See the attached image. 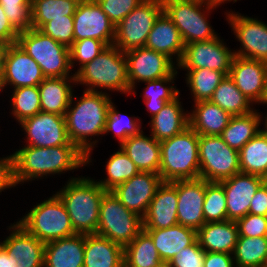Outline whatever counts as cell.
Masks as SVG:
<instances>
[{"mask_svg":"<svg viewBox=\"0 0 267 267\" xmlns=\"http://www.w3.org/2000/svg\"><path fill=\"white\" fill-rule=\"evenodd\" d=\"M106 92L84 90L80 99L73 93L64 115L68 138L87 156V165L93 162L91 153L99 141L95 136L104 135L107 110L112 103Z\"/></svg>","mask_w":267,"mask_h":267,"instance_id":"cell-1","label":"cell"},{"mask_svg":"<svg viewBox=\"0 0 267 267\" xmlns=\"http://www.w3.org/2000/svg\"><path fill=\"white\" fill-rule=\"evenodd\" d=\"M13 157L17 185L87 166V156L72 142L56 147L24 145Z\"/></svg>","mask_w":267,"mask_h":267,"instance_id":"cell-2","label":"cell"},{"mask_svg":"<svg viewBox=\"0 0 267 267\" xmlns=\"http://www.w3.org/2000/svg\"><path fill=\"white\" fill-rule=\"evenodd\" d=\"M55 194L63 202L76 234H96L101 199L106 192L90 177H69Z\"/></svg>","mask_w":267,"mask_h":267,"instance_id":"cell-3","label":"cell"},{"mask_svg":"<svg viewBox=\"0 0 267 267\" xmlns=\"http://www.w3.org/2000/svg\"><path fill=\"white\" fill-rule=\"evenodd\" d=\"M74 72L76 85H85L84 90L102 92L106 89L130 95L126 56L114 45Z\"/></svg>","mask_w":267,"mask_h":267,"instance_id":"cell-4","label":"cell"},{"mask_svg":"<svg viewBox=\"0 0 267 267\" xmlns=\"http://www.w3.org/2000/svg\"><path fill=\"white\" fill-rule=\"evenodd\" d=\"M159 175L163 182L199 178V135L189 126L182 133L160 142Z\"/></svg>","mask_w":267,"mask_h":267,"instance_id":"cell-5","label":"cell"},{"mask_svg":"<svg viewBox=\"0 0 267 267\" xmlns=\"http://www.w3.org/2000/svg\"><path fill=\"white\" fill-rule=\"evenodd\" d=\"M16 222L44 243L76 234L69 214L56 194L36 203Z\"/></svg>","mask_w":267,"mask_h":267,"instance_id":"cell-6","label":"cell"},{"mask_svg":"<svg viewBox=\"0 0 267 267\" xmlns=\"http://www.w3.org/2000/svg\"><path fill=\"white\" fill-rule=\"evenodd\" d=\"M163 11L179 30L184 44L218 37L208 17L217 7L202 0H162ZM206 13V14H205Z\"/></svg>","mask_w":267,"mask_h":267,"instance_id":"cell-7","label":"cell"},{"mask_svg":"<svg viewBox=\"0 0 267 267\" xmlns=\"http://www.w3.org/2000/svg\"><path fill=\"white\" fill-rule=\"evenodd\" d=\"M17 43L41 67L45 78L75 77L71 72L70 48L50 36L32 28L20 32Z\"/></svg>","mask_w":267,"mask_h":267,"instance_id":"cell-8","label":"cell"},{"mask_svg":"<svg viewBox=\"0 0 267 267\" xmlns=\"http://www.w3.org/2000/svg\"><path fill=\"white\" fill-rule=\"evenodd\" d=\"M143 230V219L106 191L101 199L97 235L125 247Z\"/></svg>","mask_w":267,"mask_h":267,"instance_id":"cell-9","label":"cell"},{"mask_svg":"<svg viewBox=\"0 0 267 267\" xmlns=\"http://www.w3.org/2000/svg\"><path fill=\"white\" fill-rule=\"evenodd\" d=\"M199 178L221 182L240 173L239 152L220 135H199Z\"/></svg>","mask_w":267,"mask_h":267,"instance_id":"cell-10","label":"cell"},{"mask_svg":"<svg viewBox=\"0 0 267 267\" xmlns=\"http://www.w3.org/2000/svg\"><path fill=\"white\" fill-rule=\"evenodd\" d=\"M162 12V0H144L115 26L113 45L122 52L145 47L148 34Z\"/></svg>","mask_w":267,"mask_h":267,"instance_id":"cell-11","label":"cell"},{"mask_svg":"<svg viewBox=\"0 0 267 267\" xmlns=\"http://www.w3.org/2000/svg\"><path fill=\"white\" fill-rule=\"evenodd\" d=\"M225 15L233 35L241 44L239 50H234V55L267 63V24L232 10H226Z\"/></svg>","mask_w":267,"mask_h":267,"instance_id":"cell-12","label":"cell"},{"mask_svg":"<svg viewBox=\"0 0 267 267\" xmlns=\"http://www.w3.org/2000/svg\"><path fill=\"white\" fill-rule=\"evenodd\" d=\"M234 50L226 46L220 37L207 41H197L185 45L184 53L177 69H212L230 73Z\"/></svg>","mask_w":267,"mask_h":267,"instance_id":"cell-13","label":"cell"},{"mask_svg":"<svg viewBox=\"0 0 267 267\" xmlns=\"http://www.w3.org/2000/svg\"><path fill=\"white\" fill-rule=\"evenodd\" d=\"M124 54L127 61L131 95L133 93L136 96L137 83L164 78L177 68L175 63L165 54L146 47L135 48L124 52Z\"/></svg>","mask_w":267,"mask_h":267,"instance_id":"cell-14","label":"cell"},{"mask_svg":"<svg viewBox=\"0 0 267 267\" xmlns=\"http://www.w3.org/2000/svg\"><path fill=\"white\" fill-rule=\"evenodd\" d=\"M19 125L26 135L25 146L56 147L70 142L64 115L40 111Z\"/></svg>","mask_w":267,"mask_h":267,"instance_id":"cell-15","label":"cell"},{"mask_svg":"<svg viewBox=\"0 0 267 267\" xmlns=\"http://www.w3.org/2000/svg\"><path fill=\"white\" fill-rule=\"evenodd\" d=\"M73 19L74 41L92 38L113 45L115 26L95 0H81Z\"/></svg>","mask_w":267,"mask_h":267,"instance_id":"cell-16","label":"cell"},{"mask_svg":"<svg viewBox=\"0 0 267 267\" xmlns=\"http://www.w3.org/2000/svg\"><path fill=\"white\" fill-rule=\"evenodd\" d=\"M162 182L159 174L140 171L111 191L128 210L143 218Z\"/></svg>","mask_w":267,"mask_h":267,"instance_id":"cell-17","label":"cell"},{"mask_svg":"<svg viewBox=\"0 0 267 267\" xmlns=\"http://www.w3.org/2000/svg\"><path fill=\"white\" fill-rule=\"evenodd\" d=\"M45 76L41 67L16 42L10 45L4 65L1 89L38 86Z\"/></svg>","mask_w":267,"mask_h":267,"instance_id":"cell-18","label":"cell"},{"mask_svg":"<svg viewBox=\"0 0 267 267\" xmlns=\"http://www.w3.org/2000/svg\"><path fill=\"white\" fill-rule=\"evenodd\" d=\"M265 178L247 173H237L219 182L225 191L227 220L237 221L249 213L250 201Z\"/></svg>","mask_w":267,"mask_h":267,"instance_id":"cell-19","label":"cell"},{"mask_svg":"<svg viewBox=\"0 0 267 267\" xmlns=\"http://www.w3.org/2000/svg\"><path fill=\"white\" fill-rule=\"evenodd\" d=\"M206 194V180H177L178 224L198 230L204 223L203 204Z\"/></svg>","mask_w":267,"mask_h":267,"instance_id":"cell-20","label":"cell"},{"mask_svg":"<svg viewBox=\"0 0 267 267\" xmlns=\"http://www.w3.org/2000/svg\"><path fill=\"white\" fill-rule=\"evenodd\" d=\"M229 76L252 104L260 103L266 86L267 63L234 56Z\"/></svg>","mask_w":267,"mask_h":267,"instance_id":"cell-21","label":"cell"},{"mask_svg":"<svg viewBox=\"0 0 267 267\" xmlns=\"http://www.w3.org/2000/svg\"><path fill=\"white\" fill-rule=\"evenodd\" d=\"M9 236L0 243L15 258V267H44L45 243L27 232L19 223L8 226Z\"/></svg>","mask_w":267,"mask_h":267,"instance_id":"cell-22","label":"cell"},{"mask_svg":"<svg viewBox=\"0 0 267 267\" xmlns=\"http://www.w3.org/2000/svg\"><path fill=\"white\" fill-rule=\"evenodd\" d=\"M177 180L162 182L143 219V229H163L178 224Z\"/></svg>","mask_w":267,"mask_h":267,"instance_id":"cell-23","label":"cell"},{"mask_svg":"<svg viewBox=\"0 0 267 267\" xmlns=\"http://www.w3.org/2000/svg\"><path fill=\"white\" fill-rule=\"evenodd\" d=\"M145 47L165 54L176 66L180 63L185 44L179 30L164 11L157 18L148 34Z\"/></svg>","mask_w":267,"mask_h":267,"instance_id":"cell-24","label":"cell"},{"mask_svg":"<svg viewBox=\"0 0 267 267\" xmlns=\"http://www.w3.org/2000/svg\"><path fill=\"white\" fill-rule=\"evenodd\" d=\"M85 234L45 243L44 267H83Z\"/></svg>","mask_w":267,"mask_h":267,"instance_id":"cell-25","label":"cell"},{"mask_svg":"<svg viewBox=\"0 0 267 267\" xmlns=\"http://www.w3.org/2000/svg\"><path fill=\"white\" fill-rule=\"evenodd\" d=\"M178 95L151 118L150 135L159 142L182 133L189 127V111H185ZM185 111V112H184Z\"/></svg>","mask_w":267,"mask_h":267,"instance_id":"cell-26","label":"cell"},{"mask_svg":"<svg viewBox=\"0 0 267 267\" xmlns=\"http://www.w3.org/2000/svg\"><path fill=\"white\" fill-rule=\"evenodd\" d=\"M143 130L130 136L119 147L134 162L139 171L159 174L161 161L160 142L152 135H144Z\"/></svg>","mask_w":267,"mask_h":267,"instance_id":"cell-27","label":"cell"},{"mask_svg":"<svg viewBox=\"0 0 267 267\" xmlns=\"http://www.w3.org/2000/svg\"><path fill=\"white\" fill-rule=\"evenodd\" d=\"M238 226L236 221L204 223L197 230V240L206 252L232 254L238 241Z\"/></svg>","mask_w":267,"mask_h":267,"instance_id":"cell-28","label":"cell"},{"mask_svg":"<svg viewBox=\"0 0 267 267\" xmlns=\"http://www.w3.org/2000/svg\"><path fill=\"white\" fill-rule=\"evenodd\" d=\"M152 238L162 261L167 264L183 248L197 240V231L177 224L163 229H144Z\"/></svg>","mask_w":267,"mask_h":267,"instance_id":"cell-29","label":"cell"},{"mask_svg":"<svg viewBox=\"0 0 267 267\" xmlns=\"http://www.w3.org/2000/svg\"><path fill=\"white\" fill-rule=\"evenodd\" d=\"M83 267H124V247L106 237L85 234Z\"/></svg>","mask_w":267,"mask_h":267,"instance_id":"cell-30","label":"cell"},{"mask_svg":"<svg viewBox=\"0 0 267 267\" xmlns=\"http://www.w3.org/2000/svg\"><path fill=\"white\" fill-rule=\"evenodd\" d=\"M75 77L45 78L39 85L41 111L65 115L76 87ZM73 85V86H72Z\"/></svg>","mask_w":267,"mask_h":267,"instance_id":"cell-31","label":"cell"},{"mask_svg":"<svg viewBox=\"0 0 267 267\" xmlns=\"http://www.w3.org/2000/svg\"><path fill=\"white\" fill-rule=\"evenodd\" d=\"M231 117L210 100L199 101L193 104L189 112V126L198 135H221Z\"/></svg>","mask_w":267,"mask_h":267,"instance_id":"cell-32","label":"cell"},{"mask_svg":"<svg viewBox=\"0 0 267 267\" xmlns=\"http://www.w3.org/2000/svg\"><path fill=\"white\" fill-rule=\"evenodd\" d=\"M258 111L255 109L251 113L231 117L220 135L229 147L239 152L261 130V113Z\"/></svg>","mask_w":267,"mask_h":267,"instance_id":"cell-33","label":"cell"},{"mask_svg":"<svg viewBox=\"0 0 267 267\" xmlns=\"http://www.w3.org/2000/svg\"><path fill=\"white\" fill-rule=\"evenodd\" d=\"M124 267H166L144 229L124 247Z\"/></svg>","mask_w":267,"mask_h":267,"instance_id":"cell-34","label":"cell"},{"mask_svg":"<svg viewBox=\"0 0 267 267\" xmlns=\"http://www.w3.org/2000/svg\"><path fill=\"white\" fill-rule=\"evenodd\" d=\"M240 171L267 180V134L260 130L239 151Z\"/></svg>","mask_w":267,"mask_h":267,"instance_id":"cell-35","label":"cell"},{"mask_svg":"<svg viewBox=\"0 0 267 267\" xmlns=\"http://www.w3.org/2000/svg\"><path fill=\"white\" fill-rule=\"evenodd\" d=\"M210 101L231 116L245 115L255 110L254 105L236 87L229 75L225 76L218 85Z\"/></svg>","mask_w":267,"mask_h":267,"instance_id":"cell-36","label":"cell"},{"mask_svg":"<svg viewBox=\"0 0 267 267\" xmlns=\"http://www.w3.org/2000/svg\"><path fill=\"white\" fill-rule=\"evenodd\" d=\"M177 70L176 68L169 76L164 78L144 82L146 86L143 90V101L151 115L150 118L154 117L167 102H171L178 95H181L179 89L174 86L178 74Z\"/></svg>","mask_w":267,"mask_h":267,"instance_id":"cell-37","label":"cell"},{"mask_svg":"<svg viewBox=\"0 0 267 267\" xmlns=\"http://www.w3.org/2000/svg\"><path fill=\"white\" fill-rule=\"evenodd\" d=\"M232 256L236 267H266L267 236H238Z\"/></svg>","mask_w":267,"mask_h":267,"instance_id":"cell-38","label":"cell"},{"mask_svg":"<svg viewBox=\"0 0 267 267\" xmlns=\"http://www.w3.org/2000/svg\"><path fill=\"white\" fill-rule=\"evenodd\" d=\"M186 85L191 91L192 101H208L212 98L214 91L225 78V74L212 69H185Z\"/></svg>","mask_w":267,"mask_h":267,"instance_id":"cell-39","label":"cell"},{"mask_svg":"<svg viewBox=\"0 0 267 267\" xmlns=\"http://www.w3.org/2000/svg\"><path fill=\"white\" fill-rule=\"evenodd\" d=\"M105 166L106 178L97 181V183L106 191L113 190L116 186L129 180L140 171L134 162L127 156L120 147L118 151L110 155Z\"/></svg>","mask_w":267,"mask_h":267,"instance_id":"cell-40","label":"cell"},{"mask_svg":"<svg viewBox=\"0 0 267 267\" xmlns=\"http://www.w3.org/2000/svg\"><path fill=\"white\" fill-rule=\"evenodd\" d=\"M81 0H32V28L39 29L53 18L74 16Z\"/></svg>","mask_w":267,"mask_h":267,"instance_id":"cell-41","label":"cell"},{"mask_svg":"<svg viewBox=\"0 0 267 267\" xmlns=\"http://www.w3.org/2000/svg\"><path fill=\"white\" fill-rule=\"evenodd\" d=\"M11 93V114L18 123L41 111L38 86L15 88Z\"/></svg>","mask_w":267,"mask_h":267,"instance_id":"cell-42","label":"cell"},{"mask_svg":"<svg viewBox=\"0 0 267 267\" xmlns=\"http://www.w3.org/2000/svg\"><path fill=\"white\" fill-rule=\"evenodd\" d=\"M114 102L107 110L106 127L104 135L113 132L114 138L118 139L119 146L130 136L139 134L142 130V121L139 117L122 114L116 109ZM125 117V118H124Z\"/></svg>","mask_w":267,"mask_h":267,"instance_id":"cell-43","label":"cell"},{"mask_svg":"<svg viewBox=\"0 0 267 267\" xmlns=\"http://www.w3.org/2000/svg\"><path fill=\"white\" fill-rule=\"evenodd\" d=\"M205 223L227 220L226 195L219 182L206 181V194L203 204Z\"/></svg>","mask_w":267,"mask_h":267,"instance_id":"cell-44","label":"cell"},{"mask_svg":"<svg viewBox=\"0 0 267 267\" xmlns=\"http://www.w3.org/2000/svg\"><path fill=\"white\" fill-rule=\"evenodd\" d=\"M32 0H0L10 24L20 33L32 29Z\"/></svg>","mask_w":267,"mask_h":267,"instance_id":"cell-45","label":"cell"},{"mask_svg":"<svg viewBox=\"0 0 267 267\" xmlns=\"http://www.w3.org/2000/svg\"><path fill=\"white\" fill-rule=\"evenodd\" d=\"M107 47L104 42L92 38L74 41L70 47L71 69L74 68L76 63L80 68L84 64L91 62Z\"/></svg>","mask_w":267,"mask_h":267,"instance_id":"cell-46","label":"cell"},{"mask_svg":"<svg viewBox=\"0 0 267 267\" xmlns=\"http://www.w3.org/2000/svg\"><path fill=\"white\" fill-rule=\"evenodd\" d=\"M43 34L50 36L55 41L70 48L74 42V19L73 16L66 18H53L43 24L39 29Z\"/></svg>","mask_w":267,"mask_h":267,"instance_id":"cell-47","label":"cell"},{"mask_svg":"<svg viewBox=\"0 0 267 267\" xmlns=\"http://www.w3.org/2000/svg\"><path fill=\"white\" fill-rule=\"evenodd\" d=\"M116 26L144 0H95Z\"/></svg>","mask_w":267,"mask_h":267,"instance_id":"cell-48","label":"cell"},{"mask_svg":"<svg viewBox=\"0 0 267 267\" xmlns=\"http://www.w3.org/2000/svg\"><path fill=\"white\" fill-rule=\"evenodd\" d=\"M205 250L200 247L198 240L183 248L172 258L166 267H204Z\"/></svg>","mask_w":267,"mask_h":267,"instance_id":"cell-49","label":"cell"},{"mask_svg":"<svg viewBox=\"0 0 267 267\" xmlns=\"http://www.w3.org/2000/svg\"><path fill=\"white\" fill-rule=\"evenodd\" d=\"M239 236H267V217L248 213L236 221Z\"/></svg>","mask_w":267,"mask_h":267,"instance_id":"cell-50","label":"cell"},{"mask_svg":"<svg viewBox=\"0 0 267 267\" xmlns=\"http://www.w3.org/2000/svg\"><path fill=\"white\" fill-rule=\"evenodd\" d=\"M17 182L15 179L14 157L10 154L0 158V193L4 190L15 188Z\"/></svg>","mask_w":267,"mask_h":267,"instance_id":"cell-51","label":"cell"},{"mask_svg":"<svg viewBox=\"0 0 267 267\" xmlns=\"http://www.w3.org/2000/svg\"><path fill=\"white\" fill-rule=\"evenodd\" d=\"M249 213L267 217V180L258 188L252 197Z\"/></svg>","mask_w":267,"mask_h":267,"instance_id":"cell-52","label":"cell"},{"mask_svg":"<svg viewBox=\"0 0 267 267\" xmlns=\"http://www.w3.org/2000/svg\"><path fill=\"white\" fill-rule=\"evenodd\" d=\"M204 267H236L232 254L206 252Z\"/></svg>","mask_w":267,"mask_h":267,"instance_id":"cell-53","label":"cell"},{"mask_svg":"<svg viewBox=\"0 0 267 267\" xmlns=\"http://www.w3.org/2000/svg\"><path fill=\"white\" fill-rule=\"evenodd\" d=\"M19 32L10 24L0 4V41L16 43Z\"/></svg>","mask_w":267,"mask_h":267,"instance_id":"cell-54","label":"cell"},{"mask_svg":"<svg viewBox=\"0 0 267 267\" xmlns=\"http://www.w3.org/2000/svg\"><path fill=\"white\" fill-rule=\"evenodd\" d=\"M0 267H15V258L0 243Z\"/></svg>","mask_w":267,"mask_h":267,"instance_id":"cell-55","label":"cell"},{"mask_svg":"<svg viewBox=\"0 0 267 267\" xmlns=\"http://www.w3.org/2000/svg\"><path fill=\"white\" fill-rule=\"evenodd\" d=\"M10 45V43L0 41V83L3 78L4 65Z\"/></svg>","mask_w":267,"mask_h":267,"instance_id":"cell-56","label":"cell"},{"mask_svg":"<svg viewBox=\"0 0 267 267\" xmlns=\"http://www.w3.org/2000/svg\"><path fill=\"white\" fill-rule=\"evenodd\" d=\"M233 1V3H235V2H237L238 0H209V2L212 4V5H214V6H216V7H219L220 5H222L223 3H228V2H232Z\"/></svg>","mask_w":267,"mask_h":267,"instance_id":"cell-57","label":"cell"},{"mask_svg":"<svg viewBox=\"0 0 267 267\" xmlns=\"http://www.w3.org/2000/svg\"><path fill=\"white\" fill-rule=\"evenodd\" d=\"M260 104L267 105V79H266V86H265V89H264L263 97H262V99H261V101H260V103L258 105H260Z\"/></svg>","mask_w":267,"mask_h":267,"instance_id":"cell-58","label":"cell"},{"mask_svg":"<svg viewBox=\"0 0 267 267\" xmlns=\"http://www.w3.org/2000/svg\"><path fill=\"white\" fill-rule=\"evenodd\" d=\"M263 114H261V123L263 124L264 128H262L261 130L267 134V114L265 116H263ZM265 118V119H264ZM264 120V123H263Z\"/></svg>","mask_w":267,"mask_h":267,"instance_id":"cell-59","label":"cell"}]
</instances>
